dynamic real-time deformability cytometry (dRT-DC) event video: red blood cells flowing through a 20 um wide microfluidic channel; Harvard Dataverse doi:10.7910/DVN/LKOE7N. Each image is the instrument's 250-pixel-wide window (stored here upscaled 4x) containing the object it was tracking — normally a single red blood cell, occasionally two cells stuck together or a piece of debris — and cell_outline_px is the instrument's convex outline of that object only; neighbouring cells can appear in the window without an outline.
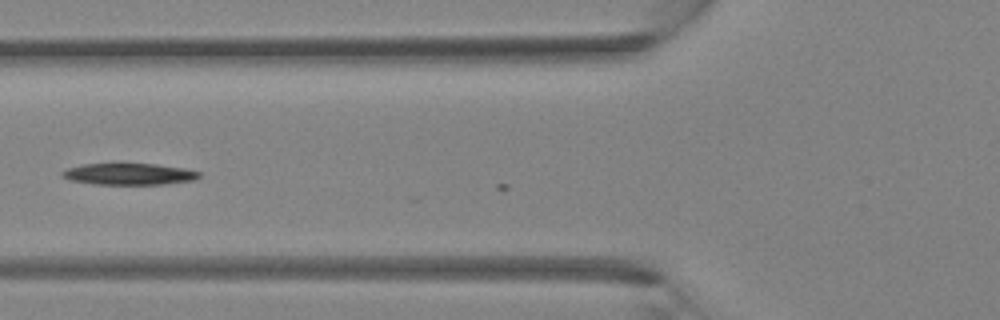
{"species": "Egyptian fruit bat (a non-hibernating species)", "species_latin": "Rousettus aegyptiacus", "temperature_condition": "room temperature", "stored_images_in_passage": 10, "camera_frame_rate_fps": 3000, "um_per_image_px": 0.085, "animal": {"sex": "female"}, "frame": {"image": 1, "passage_image": 8, "time_ms": 2.333, "image_size_px": [1000, 320], "cell_outline_px": [[200, 176], [192, 180], [164, 184], [92, 184], [72, 180], [60, 176], [60, 172], [68, 168], [84, 164], [156, 164], [184, 168], [200, 172]], "centroid_in_image_um": [10.94, 14.79], "position_along_channel_um": 114.9, "area_um2": 16.99}}